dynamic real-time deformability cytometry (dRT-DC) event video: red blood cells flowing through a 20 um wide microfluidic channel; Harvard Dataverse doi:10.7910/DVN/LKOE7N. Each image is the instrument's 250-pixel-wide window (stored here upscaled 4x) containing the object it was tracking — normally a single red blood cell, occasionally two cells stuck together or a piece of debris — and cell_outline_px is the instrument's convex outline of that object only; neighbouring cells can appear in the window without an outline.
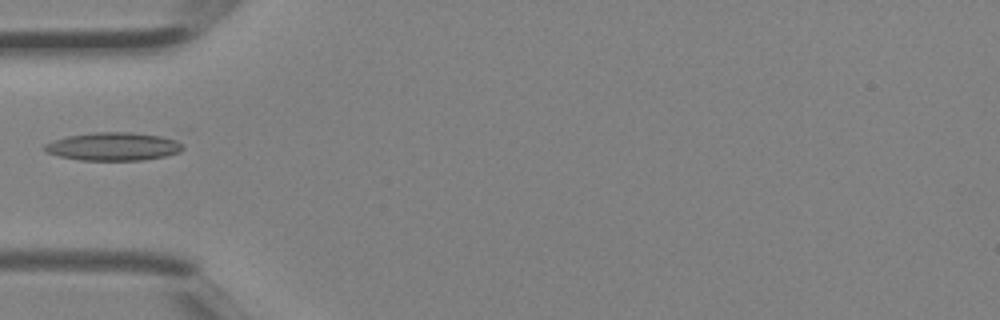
{"species": "Egyptian fruit bat (a non-hibernating species)", "species_latin": "Rousettus aegyptiacus", "temperature_condition": "room temperature", "stored_images_in_passage": 3, "camera_frame_rate_fps": 3000, "um_per_image_px": 0.085, "animal": {"sex": "female"}, "frame": {"image": 1, "passage_image": 3, "time_ms": 0.667, "image_size_px": [1000, 320], "cell_outline_px": [[184, 148], [180, 152], [164, 156], [144, 160], [80, 160], [60, 156], [44, 152], [40, 148], [44, 144], [52, 140], [68, 136], [92, 132], [132, 132], [160, 136], [176, 140], [184, 144]], "centroid_in_image_um": [9.59, 12.45], "position_along_channel_um": 75.4, "area_um2": 22.89}}